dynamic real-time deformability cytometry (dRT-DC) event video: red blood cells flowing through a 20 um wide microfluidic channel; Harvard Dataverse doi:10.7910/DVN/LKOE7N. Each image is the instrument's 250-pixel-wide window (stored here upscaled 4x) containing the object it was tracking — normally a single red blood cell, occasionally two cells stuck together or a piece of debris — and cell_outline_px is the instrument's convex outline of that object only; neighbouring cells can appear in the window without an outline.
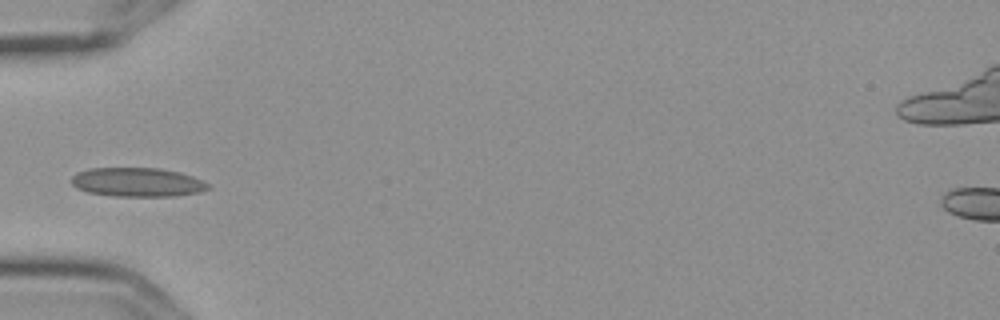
{"species": "Egyptian fruit bat (a non-hibernating species)", "species_latin": "Rousettus aegyptiacus", "temperature_condition": "cold", "stored_images_in_passage": 4, "camera_frame_rate_fps": 3000, "um_per_image_px": 0.085, "frame": {"image": 1, "passage_image": 4, "time_ms": 1.0, "image_size_px": [1000, 320], "cell_outline_px": [[212, 188], [200, 192], [176, 196], [112, 196], [88, 192], [76, 188], [72, 184], [72, 176], [76, 172], [88, 168], [160, 168], [180, 172], [204, 180], [212, 184]], "centroid_in_image_um": [11.72, 15.48], "position_along_channel_um": 73.3, "area_um2": 23.47}}